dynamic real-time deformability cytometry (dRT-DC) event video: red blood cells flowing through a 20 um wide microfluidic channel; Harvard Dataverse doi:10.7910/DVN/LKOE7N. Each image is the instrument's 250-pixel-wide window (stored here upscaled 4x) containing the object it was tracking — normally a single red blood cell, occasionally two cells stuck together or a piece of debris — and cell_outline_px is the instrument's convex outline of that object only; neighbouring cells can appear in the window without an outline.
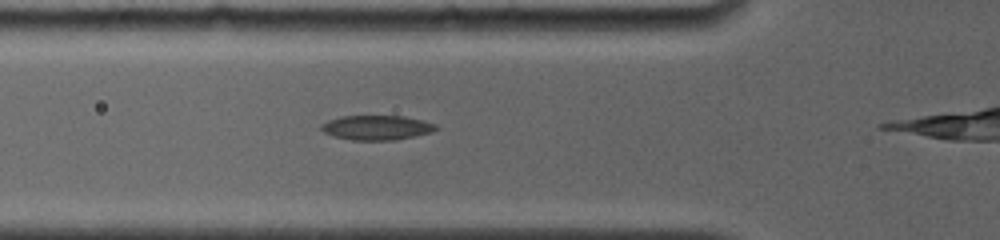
{"species": "common noctule bat (a hibernating species)", "species_latin": "Nyctalus noctula", "temperature_condition": "room temperature", "stored_images_in_passage": 5, "camera_frame_rate_fps": 4000, "um_per_image_px": 0.085, "animal": {"sex": "female", "body_mass_g": 19.0, "forearm_length_mm": 56.7}, "frame": {"image": 1, "passage_image": 5, "time_ms": 3.0, "image_size_px": [1000, 240], "cell_outline_px": [[440, 128], [432, 132], [416, 136], [396, 140], [352, 140], [332, 136], [324, 132], [320, 128], [320, 124], [328, 120], [340, 116], [404, 116], [424, 120], [436, 124]], "centroid_in_image_um": [32.04, 10.85], "position_along_channel_um": 93.8, "area_um2": 16.7}}